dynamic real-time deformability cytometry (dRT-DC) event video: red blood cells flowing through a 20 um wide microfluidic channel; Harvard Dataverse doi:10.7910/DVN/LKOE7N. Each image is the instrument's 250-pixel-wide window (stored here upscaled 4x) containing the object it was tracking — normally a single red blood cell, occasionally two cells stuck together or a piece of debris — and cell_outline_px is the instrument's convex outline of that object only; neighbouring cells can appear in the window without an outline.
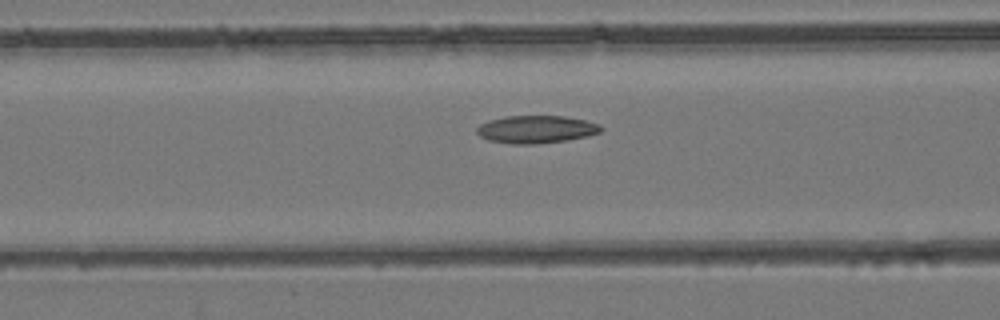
{"species": "common noctule bat (a hibernating species)", "species_latin": "Nyctalus noctula", "temperature_condition": "room temperature", "stored_images_in_passage": 47, "camera_frame_rate_fps": 3000, "um_per_image_px": 0.085, "animal": {"sex": "female", "body_mass_g": 24.6, "forearm_length_mm": 56.2}, "frame": {"image": 1, "passage_image": 20, "time_ms": 6.333, "image_size_px": [1000, 320], "cell_outline_px": [[604, 128], [600, 132], [588, 136], [568, 140], [536, 144], [512, 144], [488, 140], [480, 136], [476, 132], [476, 128], [480, 124], [488, 120], [504, 116], [564, 116], [584, 120], [600, 124]], "centroid_in_image_um": [45.57, 10.99], "position_along_channel_um": 121.0, "area_um2": 20.17}}
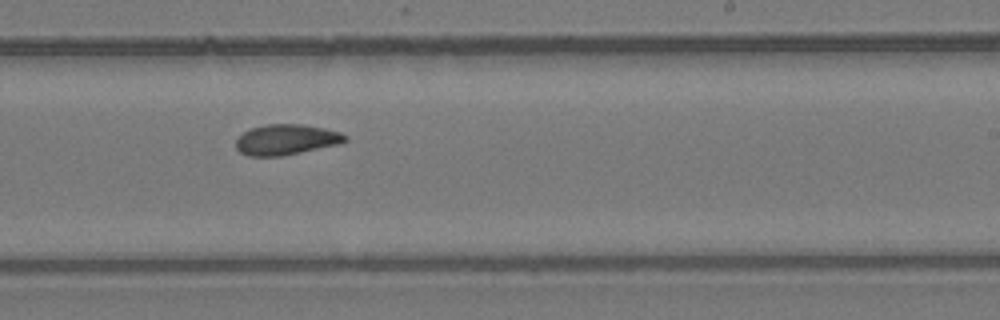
{"frame": {"image": 2, "passage_image": 31, "time_ms": 10.0, "image_size_px": [1000, 320], "cell_outline_px": [[348, 140], [340, 144], [280, 156], [248, 156], [240, 152], [236, 148], [236, 140], [244, 132], [252, 128], [264, 124], [304, 124], [324, 128], [340, 132], [348, 136]], "centroid_in_image_um": [24.35, 11.86], "position_along_channel_um": 264.7, "area_um2": 19.42}}
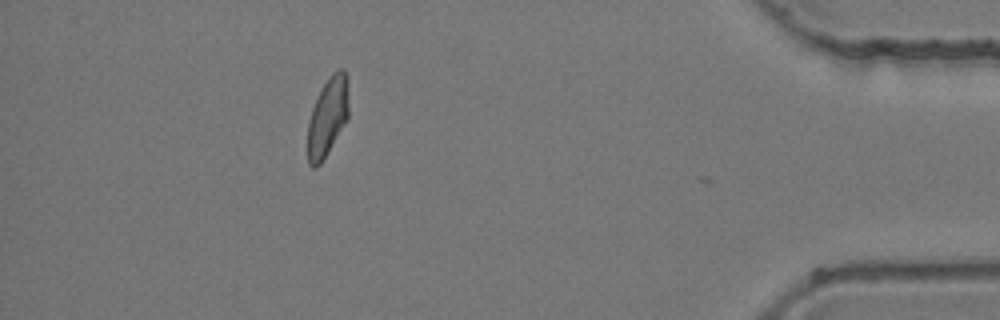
{"frame": {"image": 3, "passage_image": 46, "time_ms": 15.0, "image_size_px": [1000, 320], "cell_outline_px": [[348, 116], [344, 124], [320, 164], [316, 168], [312, 168], [308, 164], [308, 120], [312, 108], [328, 76], [332, 72], [340, 68], [344, 68], [348, 76]], "centroid_in_image_um": [27.85, 9.88], "position_along_channel_um": 407.3, "area_um2": 18.73}, "authors_computed_cell_mechanics": {"area_um2": 19.8254, "velocity_mm_per_s": 3.9203, "shape_relaxation_time_tau1_ms": null, "shape_relaxation_time_tau2_ms": 3.5685, "deformation_change_tau1": null, "deformation_change_tau2": 0.0876}}